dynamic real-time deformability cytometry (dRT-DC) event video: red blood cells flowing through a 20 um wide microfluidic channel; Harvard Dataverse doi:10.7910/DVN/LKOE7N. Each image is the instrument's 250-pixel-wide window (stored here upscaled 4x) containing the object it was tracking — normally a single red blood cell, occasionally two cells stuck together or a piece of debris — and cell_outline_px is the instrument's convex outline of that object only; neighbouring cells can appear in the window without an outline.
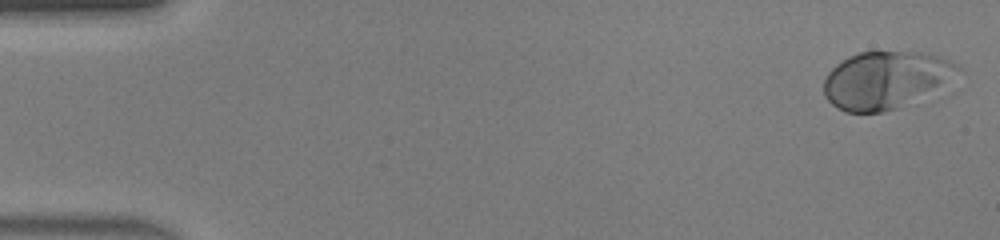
{"species": "human", "species_latin": "Homo sapiens", "temperature_condition": "warm", "stored_images_in_passage": 46, "camera_frame_rate_fps": 3000, "um_per_image_px": 0.085, "donor": {"sex": "male"}, "frame": {"image": 1, "passage_image": 1, "time_ms": 0.0, "image_size_px": [1000, 240], "cell_outline_px": [[960, 68], [940, 88], [896, 108], [884, 112], [844, 112], [832, 104], [824, 96], [824, 76], [836, 64], [848, 56], [860, 52], [920, 52], [940, 56], [956, 64]], "centroid_in_image_um": [75.21, 6.79], "position_along_channel_um": 9.8, "area_um2": 44.33}}
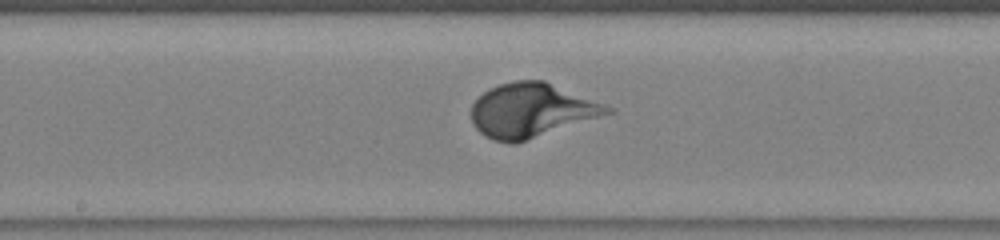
{"frame": {"image": 2, "passage_image": 24, "time_ms": 7.667, "image_size_px": [1000, 240], "cell_outline_px": [[616, 112], [516, 144], [512, 144], [492, 140], [484, 136], [472, 124], [472, 104], [488, 88], [500, 84], [516, 80], [544, 80], [616, 108]], "centroid_in_image_um": [45.21, 9.39], "position_along_channel_um": 203.0, "area_um2": 43.29}}
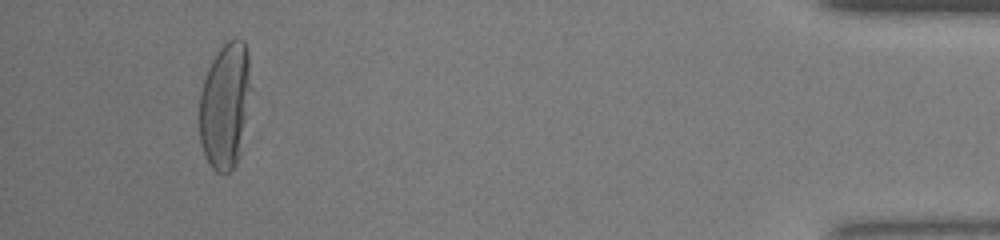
{"frame": {"image": 3, "passage_image": 43, "time_ms": 14.0, "image_size_px": [1000, 240], "cell_outline_px": [[252, 88], [240, 156], [232, 168], [228, 172], [216, 172], [212, 168], [200, 144], [200, 92], [208, 68], [212, 60], [220, 48], [228, 40], [236, 36], [244, 40], [248, 52]], "centroid_in_image_um": [19.17, 8.92], "position_along_channel_um": 416.0, "area_um2": 38.32}}